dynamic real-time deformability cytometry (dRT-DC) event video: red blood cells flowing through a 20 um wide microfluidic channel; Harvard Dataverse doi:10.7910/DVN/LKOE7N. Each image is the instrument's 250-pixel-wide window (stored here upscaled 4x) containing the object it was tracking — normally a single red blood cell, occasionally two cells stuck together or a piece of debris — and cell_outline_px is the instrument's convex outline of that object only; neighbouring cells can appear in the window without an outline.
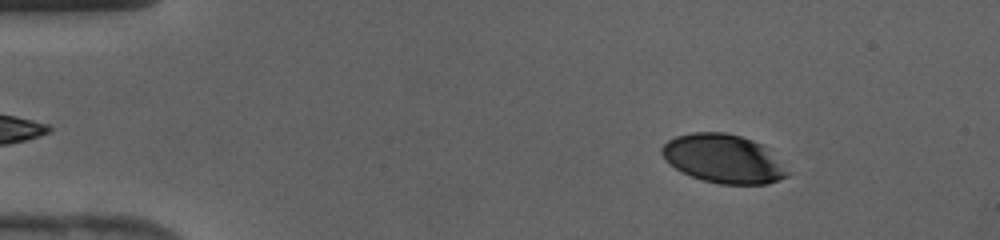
{"species": "human", "species_latin": "Homo sapiens", "temperature_condition": "cold", "stored_images_in_passage": 42, "camera_frame_rate_fps": 3000, "um_per_image_px": 0.085, "donor": {"sex": "female"}, "frame": {"image": 1, "passage_image": 5, "time_ms": 1.333, "image_size_px": [1000, 240], "cell_outline_px": [[792, 172], [788, 176], [768, 184], [720, 184], [704, 180], [692, 176], [676, 168], [660, 152], [660, 148], [668, 140], [676, 136], [692, 132], [724, 132], [740, 136], [752, 140], [760, 144]], "centroid_in_image_um": [61.51, 13.49], "position_along_channel_um": 23.5, "area_um2": 35.2}}
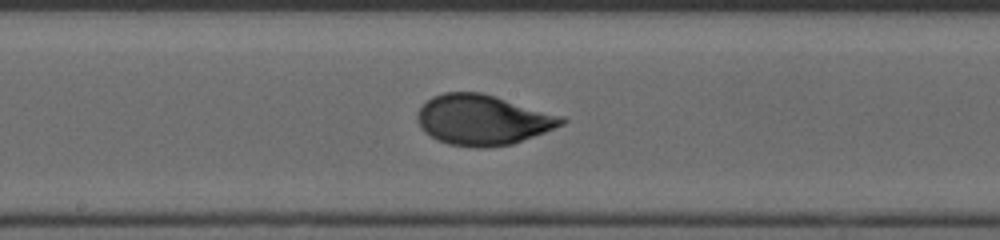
{"frame": {"image": 2, "passage_image": 22, "time_ms": 7.0, "image_size_px": [1000, 240], "cell_outline_px": [[568, 120], [564, 124], [544, 132], [512, 144], [484, 148], [476, 148], [448, 144], [436, 140], [424, 132], [420, 128], [416, 120], [416, 116], [420, 108], [432, 96], [444, 92], [480, 92], [496, 96], [564, 116]], "centroid_in_image_um": [41.02, 10.19], "position_along_channel_um": 207.2, "area_um2": 42.48}}
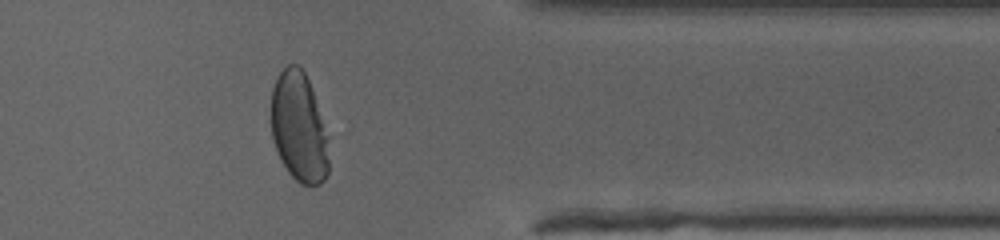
{"frame": {"image": 3, "passage_image": 34, "time_ms": 11.0, "image_size_px": [1000, 240], "cell_outline_px": [[328, 172], [324, 180], [320, 184], [300, 184], [288, 172], [280, 160], [272, 136], [272, 88], [280, 72], [288, 64], [296, 64], [304, 72], [308, 80], [328, 136]], "centroid_in_image_um": [25.41, 10.85], "position_along_channel_um": 386.0, "area_um2": 36.53}}